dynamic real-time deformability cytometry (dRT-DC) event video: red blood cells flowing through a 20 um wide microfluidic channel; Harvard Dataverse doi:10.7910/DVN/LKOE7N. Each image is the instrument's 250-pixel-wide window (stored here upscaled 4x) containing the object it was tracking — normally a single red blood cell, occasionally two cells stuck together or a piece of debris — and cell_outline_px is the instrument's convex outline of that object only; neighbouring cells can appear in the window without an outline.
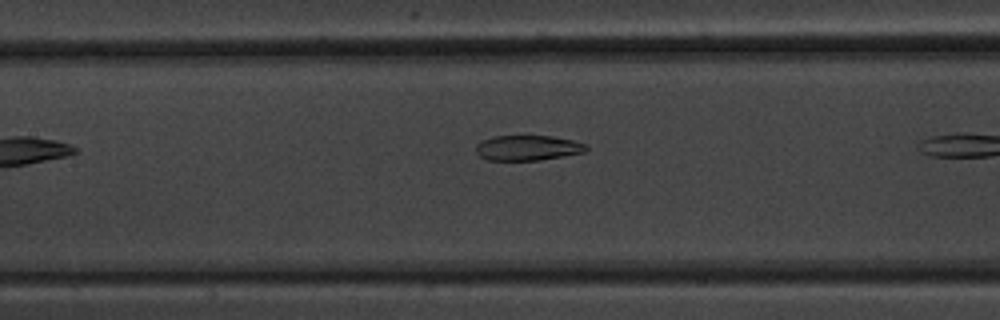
{"species": "common noctule bat (a hibernating species)", "species_latin": "Nyctalus noctula", "temperature_condition": "warm", "stored_images_in_passage": 7, "camera_frame_rate_fps": 3000, "um_per_image_px": 0.085, "animal": {"sex": "male", "body_mass_g": 20.1, "forearm_length_mm": 53.5}, "frame": {"image": 1, "passage_image": 5, "time_ms": 4.667, "image_size_px": [1000, 320], "cell_outline_px": [[588, 148], [584, 152], [564, 156], [540, 160], [488, 160], [480, 156], [476, 152], [476, 144], [492, 136], [552, 136], [572, 140], [588, 144]], "centroid_in_image_um": [44.87, 12.57], "position_along_channel_um": 162.5, "area_um2": 16.18}}